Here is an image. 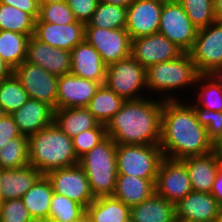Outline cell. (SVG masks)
Listing matches in <instances>:
<instances>
[{"instance_id":"1","label":"cell","mask_w":222,"mask_h":222,"mask_svg":"<svg viewBox=\"0 0 222 222\" xmlns=\"http://www.w3.org/2000/svg\"><path fill=\"white\" fill-rule=\"evenodd\" d=\"M183 103L179 99L164 100L159 142L164 158L182 160L215 150L193 107Z\"/></svg>"},{"instance_id":"2","label":"cell","mask_w":222,"mask_h":222,"mask_svg":"<svg viewBox=\"0 0 222 222\" xmlns=\"http://www.w3.org/2000/svg\"><path fill=\"white\" fill-rule=\"evenodd\" d=\"M157 99L126 100L105 125L107 136L117 144H159L164 100Z\"/></svg>"},{"instance_id":"3","label":"cell","mask_w":222,"mask_h":222,"mask_svg":"<svg viewBox=\"0 0 222 222\" xmlns=\"http://www.w3.org/2000/svg\"><path fill=\"white\" fill-rule=\"evenodd\" d=\"M29 164L42 174L79 164L72 139L54 122L28 136Z\"/></svg>"},{"instance_id":"4","label":"cell","mask_w":222,"mask_h":222,"mask_svg":"<svg viewBox=\"0 0 222 222\" xmlns=\"http://www.w3.org/2000/svg\"><path fill=\"white\" fill-rule=\"evenodd\" d=\"M117 143L109 136L79 159L94 198L112 196L117 180Z\"/></svg>"},{"instance_id":"5","label":"cell","mask_w":222,"mask_h":222,"mask_svg":"<svg viewBox=\"0 0 222 222\" xmlns=\"http://www.w3.org/2000/svg\"><path fill=\"white\" fill-rule=\"evenodd\" d=\"M199 73L189 53L168 62L153 64L146 69L147 90L161 94L162 100H178L171 92L195 86ZM169 92V93H168ZM165 93V94H164ZM171 94V95H170ZM165 95V96H164Z\"/></svg>"},{"instance_id":"6","label":"cell","mask_w":222,"mask_h":222,"mask_svg":"<svg viewBox=\"0 0 222 222\" xmlns=\"http://www.w3.org/2000/svg\"><path fill=\"white\" fill-rule=\"evenodd\" d=\"M164 159L159 144H117V174L156 179L159 166Z\"/></svg>"},{"instance_id":"7","label":"cell","mask_w":222,"mask_h":222,"mask_svg":"<svg viewBox=\"0 0 222 222\" xmlns=\"http://www.w3.org/2000/svg\"><path fill=\"white\" fill-rule=\"evenodd\" d=\"M105 84L125 100L145 98L140 93L147 89L146 69L130 56L107 66Z\"/></svg>"},{"instance_id":"8","label":"cell","mask_w":222,"mask_h":222,"mask_svg":"<svg viewBox=\"0 0 222 222\" xmlns=\"http://www.w3.org/2000/svg\"><path fill=\"white\" fill-rule=\"evenodd\" d=\"M158 33L188 53L193 47L198 28L190 21L177 0H165Z\"/></svg>"},{"instance_id":"9","label":"cell","mask_w":222,"mask_h":222,"mask_svg":"<svg viewBox=\"0 0 222 222\" xmlns=\"http://www.w3.org/2000/svg\"><path fill=\"white\" fill-rule=\"evenodd\" d=\"M85 40L99 52L107 66L131 56L132 39L125 28L85 26Z\"/></svg>"},{"instance_id":"10","label":"cell","mask_w":222,"mask_h":222,"mask_svg":"<svg viewBox=\"0 0 222 222\" xmlns=\"http://www.w3.org/2000/svg\"><path fill=\"white\" fill-rule=\"evenodd\" d=\"M30 99L47 103L56 110L58 76L42 67L23 61L12 70Z\"/></svg>"},{"instance_id":"11","label":"cell","mask_w":222,"mask_h":222,"mask_svg":"<svg viewBox=\"0 0 222 222\" xmlns=\"http://www.w3.org/2000/svg\"><path fill=\"white\" fill-rule=\"evenodd\" d=\"M188 53L199 74H209L215 67L222 65V22L198 29Z\"/></svg>"},{"instance_id":"12","label":"cell","mask_w":222,"mask_h":222,"mask_svg":"<svg viewBox=\"0 0 222 222\" xmlns=\"http://www.w3.org/2000/svg\"><path fill=\"white\" fill-rule=\"evenodd\" d=\"M45 175L51 182L53 193L64 195L86 208L95 200L86 173L79 164L54 169Z\"/></svg>"},{"instance_id":"13","label":"cell","mask_w":222,"mask_h":222,"mask_svg":"<svg viewBox=\"0 0 222 222\" xmlns=\"http://www.w3.org/2000/svg\"><path fill=\"white\" fill-rule=\"evenodd\" d=\"M192 190L186 165L181 160L164 158L159 166L155 193L176 204Z\"/></svg>"},{"instance_id":"14","label":"cell","mask_w":222,"mask_h":222,"mask_svg":"<svg viewBox=\"0 0 222 222\" xmlns=\"http://www.w3.org/2000/svg\"><path fill=\"white\" fill-rule=\"evenodd\" d=\"M185 52L160 33L132 39L131 56L145 69L179 58Z\"/></svg>"},{"instance_id":"15","label":"cell","mask_w":222,"mask_h":222,"mask_svg":"<svg viewBox=\"0 0 222 222\" xmlns=\"http://www.w3.org/2000/svg\"><path fill=\"white\" fill-rule=\"evenodd\" d=\"M165 0H134L127 8L125 30L131 39L156 34Z\"/></svg>"},{"instance_id":"16","label":"cell","mask_w":222,"mask_h":222,"mask_svg":"<svg viewBox=\"0 0 222 222\" xmlns=\"http://www.w3.org/2000/svg\"><path fill=\"white\" fill-rule=\"evenodd\" d=\"M25 61L60 77L70 73L71 51L51 47L32 36L28 41Z\"/></svg>"},{"instance_id":"17","label":"cell","mask_w":222,"mask_h":222,"mask_svg":"<svg viewBox=\"0 0 222 222\" xmlns=\"http://www.w3.org/2000/svg\"><path fill=\"white\" fill-rule=\"evenodd\" d=\"M33 36L51 47L71 51L85 40V23L75 21L71 24L35 22Z\"/></svg>"},{"instance_id":"18","label":"cell","mask_w":222,"mask_h":222,"mask_svg":"<svg viewBox=\"0 0 222 222\" xmlns=\"http://www.w3.org/2000/svg\"><path fill=\"white\" fill-rule=\"evenodd\" d=\"M221 205L211 193L191 191L175 204L177 222H214Z\"/></svg>"},{"instance_id":"19","label":"cell","mask_w":222,"mask_h":222,"mask_svg":"<svg viewBox=\"0 0 222 222\" xmlns=\"http://www.w3.org/2000/svg\"><path fill=\"white\" fill-rule=\"evenodd\" d=\"M101 83L71 73L58 78L56 109L87 107Z\"/></svg>"},{"instance_id":"20","label":"cell","mask_w":222,"mask_h":222,"mask_svg":"<svg viewBox=\"0 0 222 222\" xmlns=\"http://www.w3.org/2000/svg\"><path fill=\"white\" fill-rule=\"evenodd\" d=\"M106 72L107 65L101 55L86 40L71 50V74L105 84Z\"/></svg>"},{"instance_id":"21","label":"cell","mask_w":222,"mask_h":222,"mask_svg":"<svg viewBox=\"0 0 222 222\" xmlns=\"http://www.w3.org/2000/svg\"><path fill=\"white\" fill-rule=\"evenodd\" d=\"M188 171L193 191L210 193L221 161L217 150L181 160Z\"/></svg>"},{"instance_id":"22","label":"cell","mask_w":222,"mask_h":222,"mask_svg":"<svg viewBox=\"0 0 222 222\" xmlns=\"http://www.w3.org/2000/svg\"><path fill=\"white\" fill-rule=\"evenodd\" d=\"M11 116L17 124L20 133L28 137L53 123L54 109L45 102L29 98Z\"/></svg>"},{"instance_id":"23","label":"cell","mask_w":222,"mask_h":222,"mask_svg":"<svg viewBox=\"0 0 222 222\" xmlns=\"http://www.w3.org/2000/svg\"><path fill=\"white\" fill-rule=\"evenodd\" d=\"M156 179L118 174L112 197L132 207L150 198L155 193Z\"/></svg>"},{"instance_id":"24","label":"cell","mask_w":222,"mask_h":222,"mask_svg":"<svg viewBox=\"0 0 222 222\" xmlns=\"http://www.w3.org/2000/svg\"><path fill=\"white\" fill-rule=\"evenodd\" d=\"M42 173L30 164L18 169H0V184L4 200L20 199Z\"/></svg>"},{"instance_id":"25","label":"cell","mask_w":222,"mask_h":222,"mask_svg":"<svg viewBox=\"0 0 222 222\" xmlns=\"http://www.w3.org/2000/svg\"><path fill=\"white\" fill-rule=\"evenodd\" d=\"M133 222H177L175 203L154 193L140 204L130 207Z\"/></svg>"},{"instance_id":"26","label":"cell","mask_w":222,"mask_h":222,"mask_svg":"<svg viewBox=\"0 0 222 222\" xmlns=\"http://www.w3.org/2000/svg\"><path fill=\"white\" fill-rule=\"evenodd\" d=\"M52 196L51 182L42 174L21 199L35 222H47Z\"/></svg>"},{"instance_id":"27","label":"cell","mask_w":222,"mask_h":222,"mask_svg":"<svg viewBox=\"0 0 222 222\" xmlns=\"http://www.w3.org/2000/svg\"><path fill=\"white\" fill-rule=\"evenodd\" d=\"M53 122L71 139L100 124L86 107L56 109Z\"/></svg>"},{"instance_id":"28","label":"cell","mask_w":222,"mask_h":222,"mask_svg":"<svg viewBox=\"0 0 222 222\" xmlns=\"http://www.w3.org/2000/svg\"><path fill=\"white\" fill-rule=\"evenodd\" d=\"M91 222H127L130 220V207L112 197L95 198L86 208Z\"/></svg>"},{"instance_id":"29","label":"cell","mask_w":222,"mask_h":222,"mask_svg":"<svg viewBox=\"0 0 222 222\" xmlns=\"http://www.w3.org/2000/svg\"><path fill=\"white\" fill-rule=\"evenodd\" d=\"M125 101L106 84H101L86 108L100 123L106 125Z\"/></svg>"},{"instance_id":"30","label":"cell","mask_w":222,"mask_h":222,"mask_svg":"<svg viewBox=\"0 0 222 222\" xmlns=\"http://www.w3.org/2000/svg\"><path fill=\"white\" fill-rule=\"evenodd\" d=\"M27 35L0 30V57L13 70L26 60Z\"/></svg>"},{"instance_id":"31","label":"cell","mask_w":222,"mask_h":222,"mask_svg":"<svg viewBox=\"0 0 222 222\" xmlns=\"http://www.w3.org/2000/svg\"><path fill=\"white\" fill-rule=\"evenodd\" d=\"M35 19L22 10L0 3V30H9L32 37Z\"/></svg>"},{"instance_id":"32","label":"cell","mask_w":222,"mask_h":222,"mask_svg":"<svg viewBox=\"0 0 222 222\" xmlns=\"http://www.w3.org/2000/svg\"><path fill=\"white\" fill-rule=\"evenodd\" d=\"M29 165L28 137L13 138L0 148V169H18Z\"/></svg>"},{"instance_id":"33","label":"cell","mask_w":222,"mask_h":222,"mask_svg":"<svg viewBox=\"0 0 222 222\" xmlns=\"http://www.w3.org/2000/svg\"><path fill=\"white\" fill-rule=\"evenodd\" d=\"M127 23V8L104 2H99L96 11L85 26L105 29L125 28Z\"/></svg>"},{"instance_id":"34","label":"cell","mask_w":222,"mask_h":222,"mask_svg":"<svg viewBox=\"0 0 222 222\" xmlns=\"http://www.w3.org/2000/svg\"><path fill=\"white\" fill-rule=\"evenodd\" d=\"M28 99V93L13 73L0 81V105L5 114L11 115L21 108Z\"/></svg>"},{"instance_id":"35","label":"cell","mask_w":222,"mask_h":222,"mask_svg":"<svg viewBox=\"0 0 222 222\" xmlns=\"http://www.w3.org/2000/svg\"><path fill=\"white\" fill-rule=\"evenodd\" d=\"M195 87L199 90L195 103L197 106L215 112H222V87L213 78L208 74H199Z\"/></svg>"},{"instance_id":"36","label":"cell","mask_w":222,"mask_h":222,"mask_svg":"<svg viewBox=\"0 0 222 222\" xmlns=\"http://www.w3.org/2000/svg\"><path fill=\"white\" fill-rule=\"evenodd\" d=\"M85 214V206L64 195L53 193L47 222H70L82 218Z\"/></svg>"},{"instance_id":"37","label":"cell","mask_w":222,"mask_h":222,"mask_svg":"<svg viewBox=\"0 0 222 222\" xmlns=\"http://www.w3.org/2000/svg\"><path fill=\"white\" fill-rule=\"evenodd\" d=\"M187 13L190 21L202 29L216 22L214 0H177Z\"/></svg>"},{"instance_id":"38","label":"cell","mask_w":222,"mask_h":222,"mask_svg":"<svg viewBox=\"0 0 222 222\" xmlns=\"http://www.w3.org/2000/svg\"><path fill=\"white\" fill-rule=\"evenodd\" d=\"M190 104L196 114L198 122L206 128L208 138L216 146L222 141V112H215L199 107L194 102Z\"/></svg>"},{"instance_id":"39","label":"cell","mask_w":222,"mask_h":222,"mask_svg":"<svg viewBox=\"0 0 222 222\" xmlns=\"http://www.w3.org/2000/svg\"><path fill=\"white\" fill-rule=\"evenodd\" d=\"M76 21L71 8L66 1L40 5L39 17L35 22H48L54 24H71Z\"/></svg>"},{"instance_id":"40","label":"cell","mask_w":222,"mask_h":222,"mask_svg":"<svg viewBox=\"0 0 222 222\" xmlns=\"http://www.w3.org/2000/svg\"><path fill=\"white\" fill-rule=\"evenodd\" d=\"M107 137L105 124L100 123L97 127L82 131L72 138L73 148L78 159L92 150L96 145Z\"/></svg>"},{"instance_id":"41","label":"cell","mask_w":222,"mask_h":222,"mask_svg":"<svg viewBox=\"0 0 222 222\" xmlns=\"http://www.w3.org/2000/svg\"><path fill=\"white\" fill-rule=\"evenodd\" d=\"M0 222H35L22 199L4 200L0 205Z\"/></svg>"},{"instance_id":"42","label":"cell","mask_w":222,"mask_h":222,"mask_svg":"<svg viewBox=\"0 0 222 222\" xmlns=\"http://www.w3.org/2000/svg\"><path fill=\"white\" fill-rule=\"evenodd\" d=\"M77 21L88 23L100 0H65Z\"/></svg>"},{"instance_id":"43","label":"cell","mask_w":222,"mask_h":222,"mask_svg":"<svg viewBox=\"0 0 222 222\" xmlns=\"http://www.w3.org/2000/svg\"><path fill=\"white\" fill-rule=\"evenodd\" d=\"M20 133L17 124L10 114H5L0 119V148L9 140L20 137Z\"/></svg>"},{"instance_id":"44","label":"cell","mask_w":222,"mask_h":222,"mask_svg":"<svg viewBox=\"0 0 222 222\" xmlns=\"http://www.w3.org/2000/svg\"><path fill=\"white\" fill-rule=\"evenodd\" d=\"M0 3L14 6L30 14L35 20L39 17L40 6L38 0H0Z\"/></svg>"},{"instance_id":"45","label":"cell","mask_w":222,"mask_h":222,"mask_svg":"<svg viewBox=\"0 0 222 222\" xmlns=\"http://www.w3.org/2000/svg\"><path fill=\"white\" fill-rule=\"evenodd\" d=\"M210 193L222 206V164L216 174Z\"/></svg>"},{"instance_id":"46","label":"cell","mask_w":222,"mask_h":222,"mask_svg":"<svg viewBox=\"0 0 222 222\" xmlns=\"http://www.w3.org/2000/svg\"><path fill=\"white\" fill-rule=\"evenodd\" d=\"M208 75L222 87V65L215 67Z\"/></svg>"},{"instance_id":"47","label":"cell","mask_w":222,"mask_h":222,"mask_svg":"<svg viewBox=\"0 0 222 222\" xmlns=\"http://www.w3.org/2000/svg\"><path fill=\"white\" fill-rule=\"evenodd\" d=\"M12 73V69L0 57V81L7 78Z\"/></svg>"},{"instance_id":"48","label":"cell","mask_w":222,"mask_h":222,"mask_svg":"<svg viewBox=\"0 0 222 222\" xmlns=\"http://www.w3.org/2000/svg\"><path fill=\"white\" fill-rule=\"evenodd\" d=\"M213 5L216 22H222V0H214Z\"/></svg>"},{"instance_id":"49","label":"cell","mask_w":222,"mask_h":222,"mask_svg":"<svg viewBox=\"0 0 222 222\" xmlns=\"http://www.w3.org/2000/svg\"><path fill=\"white\" fill-rule=\"evenodd\" d=\"M134 0H100V2L128 8Z\"/></svg>"},{"instance_id":"50","label":"cell","mask_w":222,"mask_h":222,"mask_svg":"<svg viewBox=\"0 0 222 222\" xmlns=\"http://www.w3.org/2000/svg\"><path fill=\"white\" fill-rule=\"evenodd\" d=\"M61 1H65V0H38V4L40 6V5H47L50 3L61 2Z\"/></svg>"},{"instance_id":"51","label":"cell","mask_w":222,"mask_h":222,"mask_svg":"<svg viewBox=\"0 0 222 222\" xmlns=\"http://www.w3.org/2000/svg\"><path fill=\"white\" fill-rule=\"evenodd\" d=\"M215 149L217 150L219 157H220V161L222 164V141H220L216 146Z\"/></svg>"},{"instance_id":"52","label":"cell","mask_w":222,"mask_h":222,"mask_svg":"<svg viewBox=\"0 0 222 222\" xmlns=\"http://www.w3.org/2000/svg\"><path fill=\"white\" fill-rule=\"evenodd\" d=\"M214 222H222V206H221L218 216L216 217V220Z\"/></svg>"},{"instance_id":"53","label":"cell","mask_w":222,"mask_h":222,"mask_svg":"<svg viewBox=\"0 0 222 222\" xmlns=\"http://www.w3.org/2000/svg\"><path fill=\"white\" fill-rule=\"evenodd\" d=\"M4 198L2 196L1 184H0V205L3 203Z\"/></svg>"},{"instance_id":"54","label":"cell","mask_w":222,"mask_h":222,"mask_svg":"<svg viewBox=\"0 0 222 222\" xmlns=\"http://www.w3.org/2000/svg\"><path fill=\"white\" fill-rule=\"evenodd\" d=\"M5 115L2 106L0 105V119Z\"/></svg>"},{"instance_id":"55","label":"cell","mask_w":222,"mask_h":222,"mask_svg":"<svg viewBox=\"0 0 222 222\" xmlns=\"http://www.w3.org/2000/svg\"><path fill=\"white\" fill-rule=\"evenodd\" d=\"M70 222H84V216L82 218H79Z\"/></svg>"},{"instance_id":"56","label":"cell","mask_w":222,"mask_h":222,"mask_svg":"<svg viewBox=\"0 0 222 222\" xmlns=\"http://www.w3.org/2000/svg\"><path fill=\"white\" fill-rule=\"evenodd\" d=\"M84 222H91V221L88 219V217H87L86 214L84 215Z\"/></svg>"}]
</instances>
